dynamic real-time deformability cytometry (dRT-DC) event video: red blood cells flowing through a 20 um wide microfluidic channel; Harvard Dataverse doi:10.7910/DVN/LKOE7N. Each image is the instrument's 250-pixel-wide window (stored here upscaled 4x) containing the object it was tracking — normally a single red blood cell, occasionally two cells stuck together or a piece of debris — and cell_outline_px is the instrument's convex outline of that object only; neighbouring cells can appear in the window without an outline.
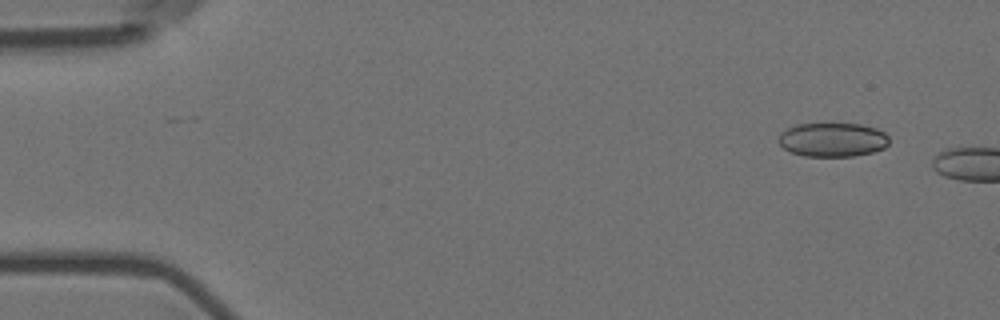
{"species": "Egyptian fruit bat (a non-hibernating species)", "species_latin": "Rousettus aegyptiacus", "temperature_condition": "room temperature", "stored_images_in_passage": 4, "camera_frame_rate_fps": 3000, "um_per_image_px": 0.085, "animal": {"sex": "female"}, "frame": {"image": 1, "passage_image": 1, "time_ms": 0.0, "image_size_px": [1000, 320], "cell_outline_px": [[888, 144], [884, 148], [872, 152], [852, 156], [804, 156], [792, 152], [784, 148], [780, 144], [780, 132], [796, 124], [860, 124], [876, 128], [884, 132], [888, 136]], "centroid_in_image_um": [70.79, 11.87], "position_along_channel_um": 14.2, "area_um2": 21.73}}